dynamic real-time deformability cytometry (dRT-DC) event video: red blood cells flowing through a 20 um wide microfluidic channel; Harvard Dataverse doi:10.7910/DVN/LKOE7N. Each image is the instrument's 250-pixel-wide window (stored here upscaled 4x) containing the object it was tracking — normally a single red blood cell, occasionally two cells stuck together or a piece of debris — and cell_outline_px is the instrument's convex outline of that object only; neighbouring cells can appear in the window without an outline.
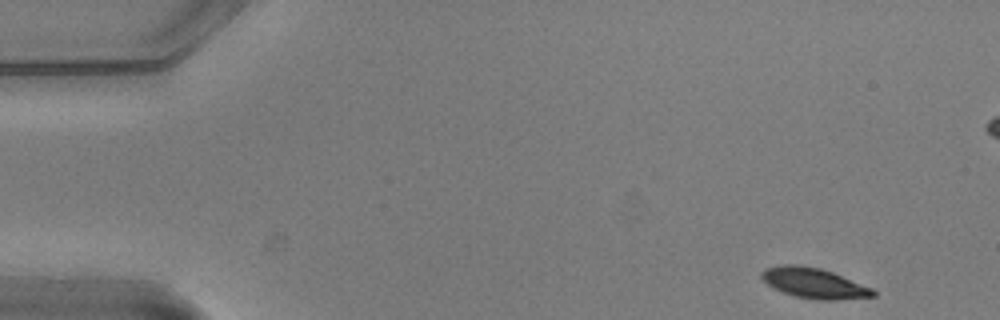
{"species": "common noctule bat (a hibernating species)", "species_latin": "Nyctalus noctula", "temperature_condition": "warm", "stored_images_in_passage": 52, "camera_frame_rate_fps": 3000, "um_per_image_px": 0.085, "animal": {"sex": "male", "body_mass_g": 20.5, "forearm_length_mm": 52.5}, "frame": {"image": 1, "passage_image": 1, "time_ms": 0.0, "image_size_px": [1000, 320], "cell_outline_px": [[876, 296], [836, 300], [820, 300], [792, 296], [768, 284], [760, 276], [760, 272], [764, 268], [784, 264], [796, 264], [820, 268], [832, 272], [872, 288], [876, 292]], "centroid_in_image_um": [69.18, 24.06], "position_along_channel_um": 15.8, "area_um2": 19.59}}
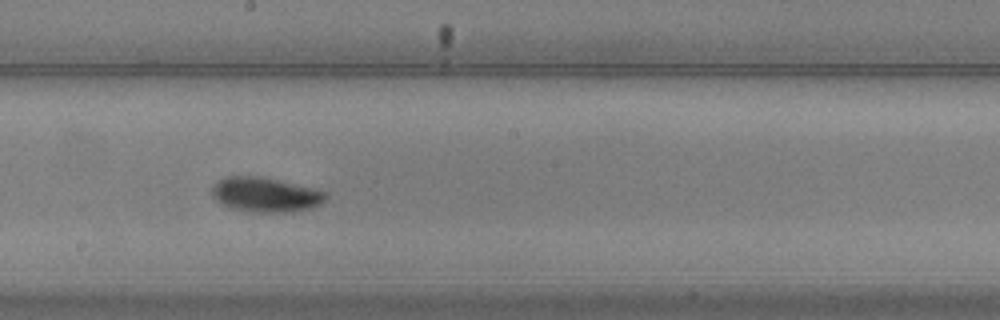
{"frame": {"image": 2, "passage_image": 27, "time_ms": 8.667, "image_size_px": [1000, 320], "cell_outline_px": [[328, 196], [320, 204], [312, 208], [292, 212], [248, 212], [228, 208], [216, 200], [212, 196], [212, 184], [224, 176], [256, 176], [276, 180], [312, 188], [328, 192]], "centroid_in_image_um": [22.52, 16.56], "position_along_channel_um": 225.7, "area_um2": 23.12}}
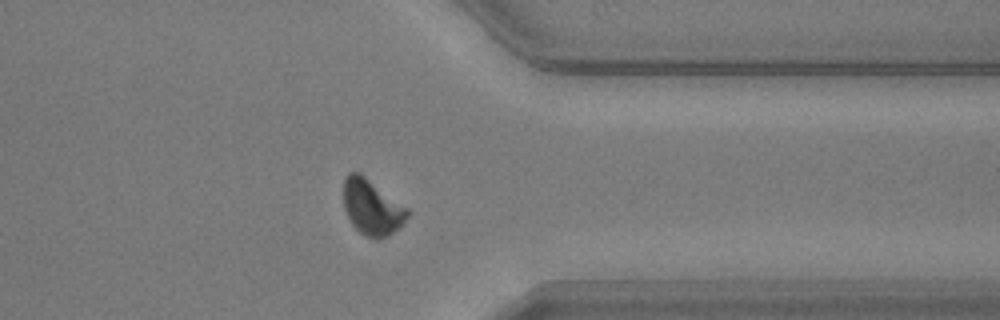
{"frame": {"image": 3, "passage_image": 40, "time_ms": 13.0, "image_size_px": [1000, 320], "cell_outline_px": [[408, 216], [400, 228], [388, 236], [380, 240], [376, 240], [360, 232], [352, 224], [344, 208], [344, 180], [348, 172], [360, 172], [408, 208]], "centroid_in_image_um": [31.62, 17.62], "position_along_channel_um": 379.8, "area_um2": 20.69}, "authors_computed_cell_mechanics": {"area_um2": 20.8947, "velocity_mm_per_s": 3.7109, "shape_relaxation_time_tau1_ms": 1.9813, "shape_relaxation_time_tau2_ms": 2.3137, "deformation_change_tau1": 0.1245, "deformation_change_tau2": 0.0422}}